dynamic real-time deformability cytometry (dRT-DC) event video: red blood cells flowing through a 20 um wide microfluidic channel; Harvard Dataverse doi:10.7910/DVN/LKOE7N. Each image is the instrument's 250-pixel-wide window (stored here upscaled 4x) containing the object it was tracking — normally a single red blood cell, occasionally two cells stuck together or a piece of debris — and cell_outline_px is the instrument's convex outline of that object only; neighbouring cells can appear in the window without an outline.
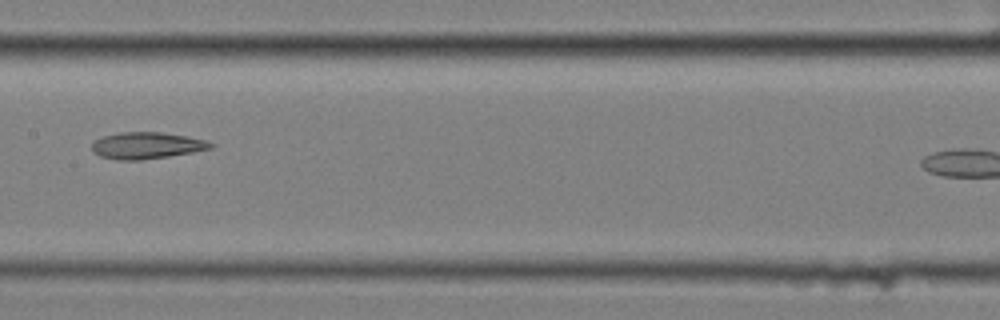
{"species": "common noctule bat (a hibernating species)", "species_latin": "Nyctalus noctula", "temperature_condition": "cold", "stored_images_in_passage": 10, "camera_frame_rate_fps": 3000, "um_per_image_px": 0.085, "animal": {"sex": "female", "body_mass_g": 25.1}, "frame": {"image": 1, "passage_image": 5, "time_ms": 1.333, "image_size_px": [1000, 320], "cell_outline_px": [[216, 144], [212, 148], [192, 152], [168, 156], [140, 160], [116, 160], [100, 156], [92, 152], [92, 144], [96, 140], [104, 136], [120, 132], [160, 132], [188, 136], [208, 140]], "centroid_in_image_um": [12.49, 12.36], "position_along_channel_um": 194.9, "area_um2": 18.5}}
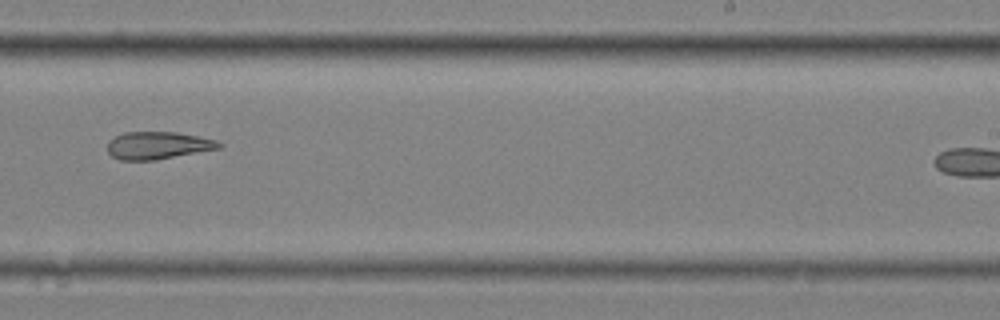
{"frame": {"image": 2, "passage_image": 7, "time_ms": 2.0, "image_size_px": [1000, 320], "cell_outline_px": [[224, 144], [220, 148], [156, 160], [120, 160], [112, 156], [108, 152], [108, 140], [124, 132], [176, 132], [216, 140]], "centroid_in_image_um": [13.41, 12.36], "position_along_channel_um": 275.6, "area_um2": 17.8}}